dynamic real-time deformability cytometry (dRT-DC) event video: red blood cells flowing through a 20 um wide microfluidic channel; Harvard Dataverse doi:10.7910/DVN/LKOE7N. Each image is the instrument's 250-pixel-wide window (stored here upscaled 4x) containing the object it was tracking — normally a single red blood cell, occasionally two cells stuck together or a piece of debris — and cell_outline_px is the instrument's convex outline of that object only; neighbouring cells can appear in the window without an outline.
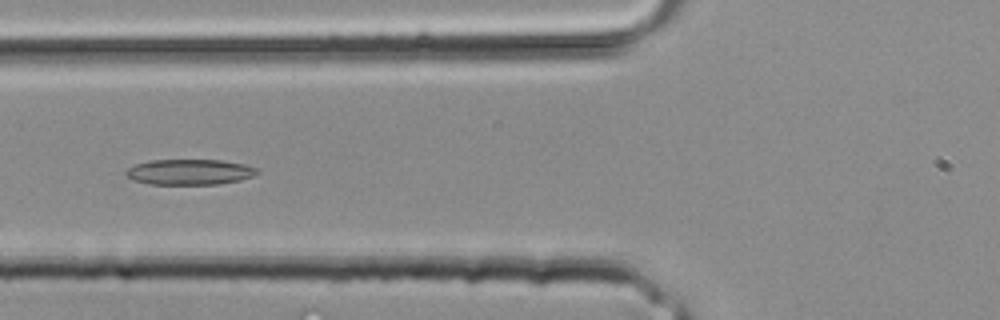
{"species": "common noctule bat (a hibernating species)", "species_latin": "Nyctalus noctula", "temperature_condition": "room temperature", "stored_images_in_passage": 32, "camera_frame_rate_fps": 3000, "um_per_image_px": 0.085, "animal": {"sex": "male", "body_mass_g": 20.4}, "frame": {"image": 1, "passage_image": 12, "time_ms": 3.667, "image_size_px": [1000, 320], "cell_outline_px": [[260, 172], [252, 176], [240, 180], [216, 184], [148, 184], [132, 180], [124, 172], [128, 168], [136, 164], [148, 160], [224, 160], [244, 164], [256, 168]], "centroid_in_image_um": [16.1, 14.61], "position_along_channel_um": 109.7, "area_um2": 19.54}}
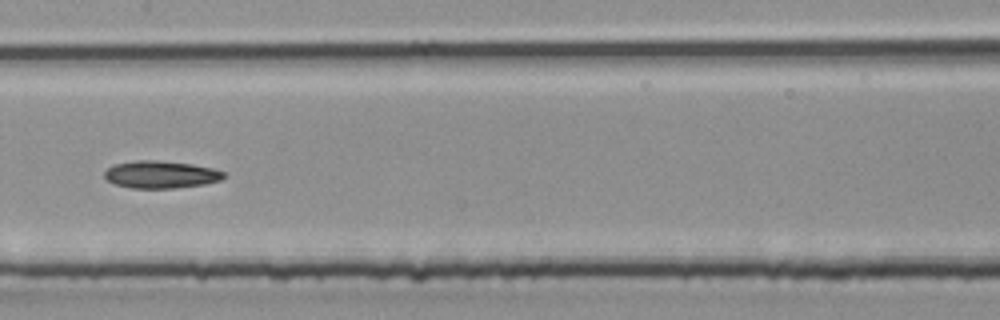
{"frame": {"image": 2, "passage_image": 16, "time_ms": 5.0, "image_size_px": [1000, 320], "cell_outline_px": [[224, 176], [220, 180], [204, 184], [172, 188], [132, 188], [116, 184], [108, 180], [104, 176], [104, 172], [112, 164], [136, 160], [156, 160], [192, 164], [212, 168], [224, 172]], "centroid_in_image_um": [13.64, 14.82], "position_along_channel_um": 193.8, "area_um2": 18.9}}
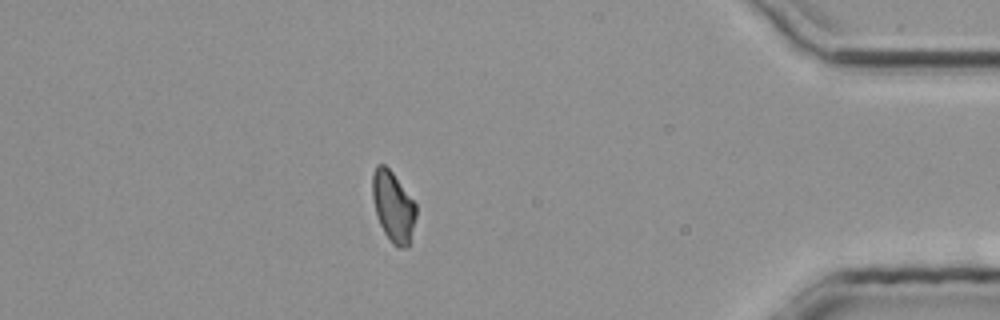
{"frame": {"image": 3, "passage_image": 28, "time_ms": 9.0, "image_size_px": [1000, 320], "cell_outline_px": [[416, 216], [408, 248], [396, 248], [392, 244], [384, 232], [376, 216], [372, 196], [372, 172], [376, 164], [384, 164], [392, 172], [416, 204]], "centroid_in_image_um": [33.4, 17.57], "position_along_channel_um": 401.8, "area_um2": 18.03}}